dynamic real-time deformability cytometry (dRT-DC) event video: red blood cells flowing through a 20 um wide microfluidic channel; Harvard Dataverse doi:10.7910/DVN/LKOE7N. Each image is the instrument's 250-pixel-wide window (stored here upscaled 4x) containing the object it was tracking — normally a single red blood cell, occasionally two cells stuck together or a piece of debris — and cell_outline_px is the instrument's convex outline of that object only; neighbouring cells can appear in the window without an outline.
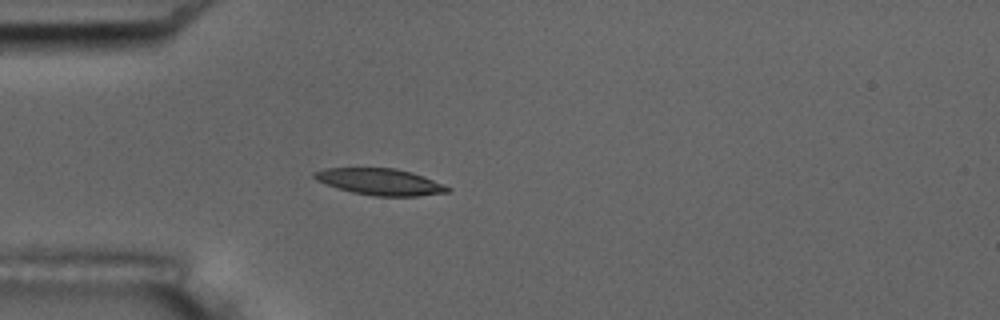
{"species": "common noctule bat (a hibernating species)", "species_latin": "Nyctalus noctula", "temperature_condition": "room temperature", "stored_images_in_passage": 6, "camera_frame_rate_fps": 3000, "um_per_image_px": 0.085, "animal": {"sex": "male", "body_mass_g": 17.5, "forearm_length_mm": 52.3}, "frame": {"image": 1, "passage_image": 2, "time_ms": 0.333, "image_size_px": [1000, 320], "cell_outline_px": [[452, 188], [448, 192], [416, 196], [376, 196], [352, 192], [316, 180], [312, 176], [312, 172], [324, 168], [396, 168], [412, 172], [424, 176], [444, 184]], "centroid_in_image_um": [32.33, 15.44], "position_along_channel_um": 52.7, "area_um2": 20.52}}